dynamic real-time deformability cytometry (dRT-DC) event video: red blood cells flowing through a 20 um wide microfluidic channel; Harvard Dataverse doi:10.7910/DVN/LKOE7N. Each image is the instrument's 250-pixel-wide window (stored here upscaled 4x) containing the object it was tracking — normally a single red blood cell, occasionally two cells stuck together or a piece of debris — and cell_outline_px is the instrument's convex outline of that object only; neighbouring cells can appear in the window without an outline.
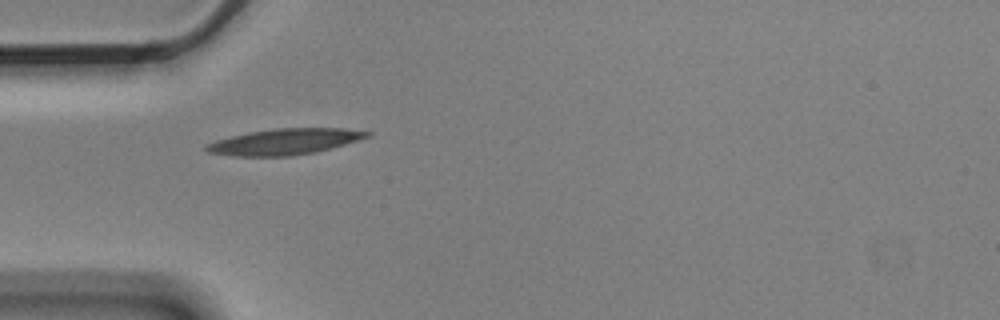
{"species": "Egyptian fruit bat (a non-hibernating species)", "species_latin": "Rousettus aegyptiacus", "temperature_condition": "cold", "stored_images_in_passage": 3, "camera_frame_rate_fps": 3000, "um_per_image_px": 0.085, "animal": {"sex": "male"}, "frame": {"image": 1, "passage_image": 1, "time_ms": 0.0, "image_size_px": [1000, 320], "cell_outline_px": [[372, 136], [344, 144], [312, 152], [288, 156], [232, 156], [208, 152], [204, 148], [204, 144], [216, 140], [248, 132], [276, 128], [344, 128], [372, 132]], "centroid_in_image_um": [24.16, 12.03], "position_along_channel_um": 60.8, "area_um2": 24.16}}
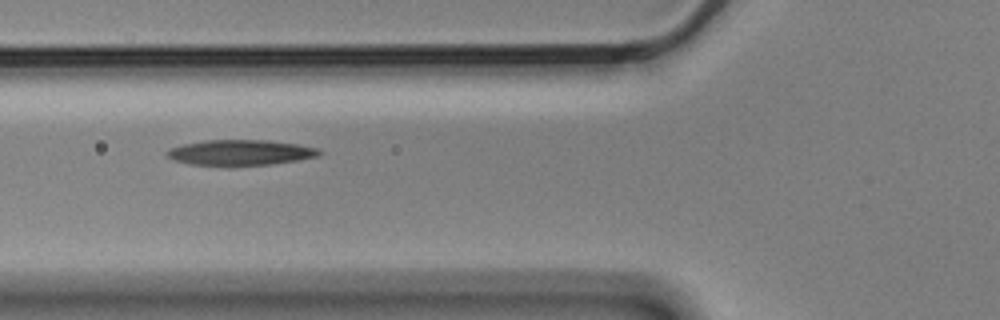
{"frame": {"image": 2, "passage_image": 2, "time_ms": 0.333, "image_size_px": [1000, 320], "cell_outline_px": [[324, 152], [320, 156], [272, 164], [188, 164], [176, 160], [168, 156], [164, 152], [168, 148], [184, 144], [204, 140], [268, 140], [296, 144], [316, 148]], "centroid_in_image_um": [20.44, 12.94], "position_along_channel_um": 105.4, "area_um2": 22.14}}
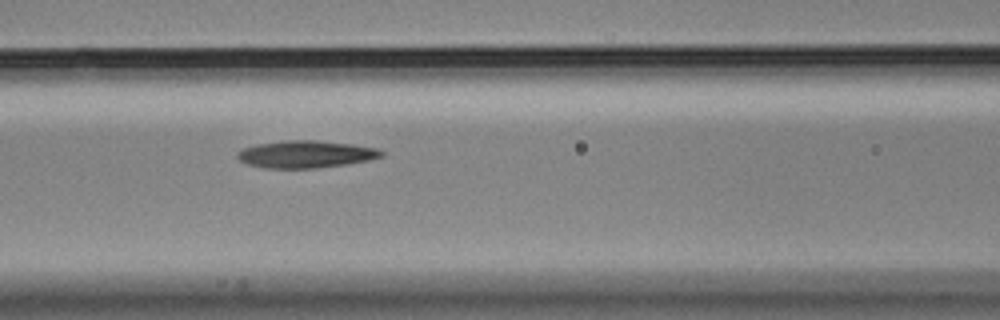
{"frame": {"image": 3, "passage_image": 3, "time_ms": 0.667, "image_size_px": [1000, 320], "cell_outline_px": [[384, 156], [368, 160], [344, 164], [316, 168], [264, 168], [248, 164], [240, 160], [236, 156], [236, 152], [244, 148], [256, 144], [284, 140], [316, 140], [352, 144], [376, 148], [384, 152]], "centroid_in_image_um": [25.97, 13.1], "position_along_channel_um": 140.6, "area_um2": 22.83}}